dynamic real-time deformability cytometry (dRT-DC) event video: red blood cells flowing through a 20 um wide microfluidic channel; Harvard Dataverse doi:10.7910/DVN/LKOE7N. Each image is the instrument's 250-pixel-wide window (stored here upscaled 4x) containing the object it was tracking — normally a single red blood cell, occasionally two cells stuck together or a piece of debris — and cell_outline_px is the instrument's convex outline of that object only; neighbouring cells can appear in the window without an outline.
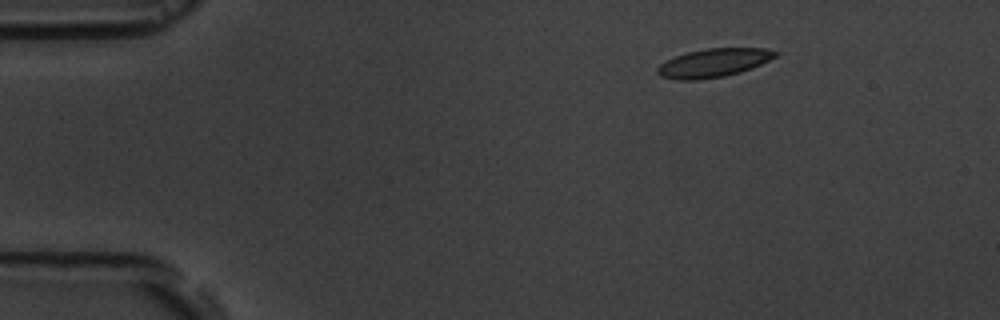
{"species": "common noctule bat (a hibernating species)", "species_latin": "Nyctalus noctula", "temperature_condition": "room temperature", "stored_images_in_passage": 17, "camera_frame_rate_fps": 3000, "um_per_image_px": 0.085, "animal": {"sex": "male", "body_mass_g": 19.5, "forearm_length_mm": 54.6}, "frame": {"image": 1, "passage_image": 3, "time_ms": 2.333, "image_size_px": [1000, 320], "cell_outline_px": [[780, 52], [776, 56], [752, 68], [740, 72], [724, 76], [696, 80], [676, 80], [660, 76], [656, 72], [656, 68], [660, 64], [676, 56], [688, 52], [708, 48], [764, 48]], "centroid_in_image_um": [60.64, 5.35], "position_along_channel_um": 24.4, "area_um2": 19.48}}
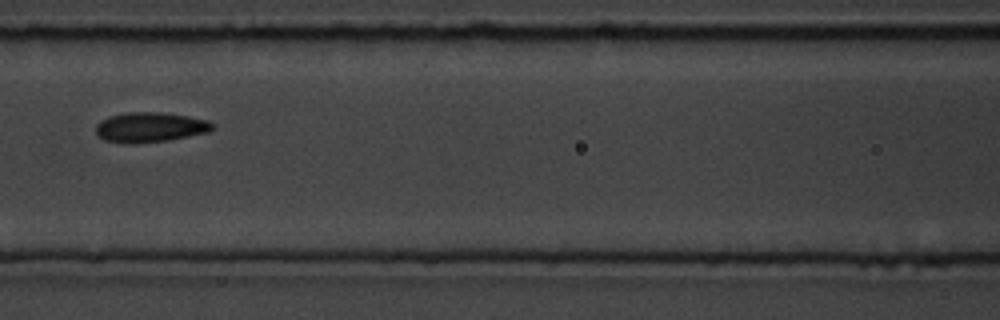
{"frame": {"image": 2, "passage_image": 8, "time_ms": 8.0, "image_size_px": [1000, 320], "cell_outline_px": [[216, 128], [208, 132], [168, 140], [136, 144], [124, 144], [104, 140], [96, 132], [96, 124], [100, 120], [108, 116], [128, 112], [164, 112], [188, 116], [208, 120], [216, 124]], "centroid_in_image_um": [12.77, 10.81], "position_along_channel_um": 153.8, "area_um2": 20.69}}
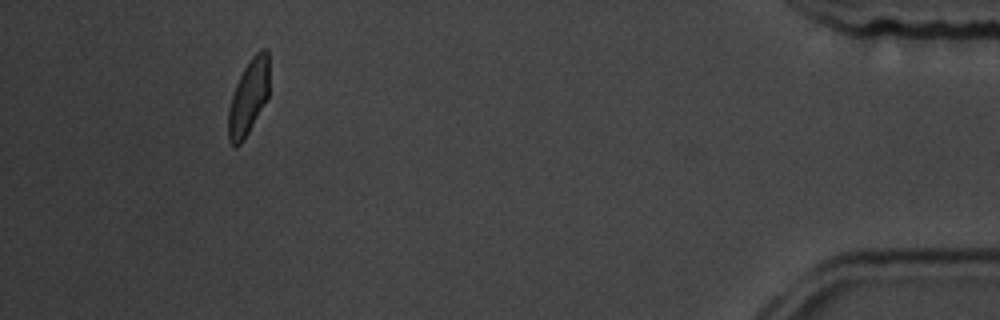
{"frame": {"image": 3, "passage_image": 16, "time_ms": 17.0, "image_size_px": [1000, 320], "cell_outline_px": [[268, 96], [244, 140], [240, 144], [232, 144], [228, 140], [228, 108], [236, 84], [244, 68], [252, 56], [260, 48], [268, 48]], "centroid_in_image_um": [21.12, 8.23], "position_along_channel_um": 414.1, "area_um2": 17.69}, "authors_computed_cell_mechanics": {"area_um2": 19.0162, "velocity_mm_per_s": 3.6166, "shape_relaxation_time_tau1_ms": 1.3263, "shape_relaxation_time_tau2_ms": 0.955, "deformation_change_tau1": 0.0981, "deformation_change_tau2": 0.0729}}